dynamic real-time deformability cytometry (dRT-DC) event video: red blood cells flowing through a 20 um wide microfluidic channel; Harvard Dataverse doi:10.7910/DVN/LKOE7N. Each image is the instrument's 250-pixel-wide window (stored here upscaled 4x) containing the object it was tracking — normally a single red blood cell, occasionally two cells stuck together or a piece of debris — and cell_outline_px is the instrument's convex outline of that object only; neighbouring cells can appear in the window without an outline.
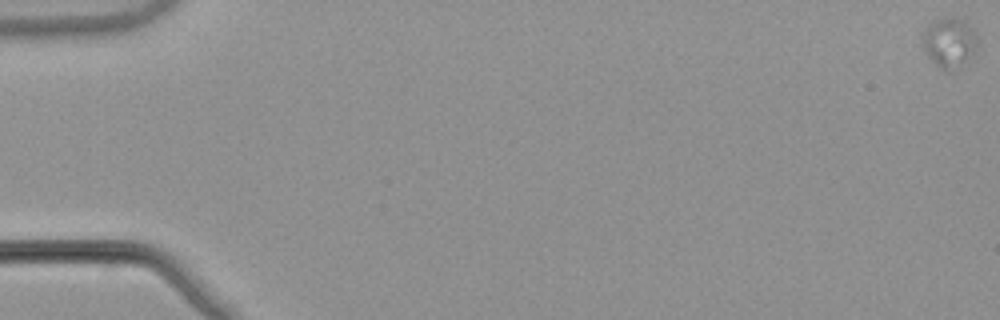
{"species": "common noctule bat (a hibernating species)", "species_latin": "Nyctalus noctula", "temperature_condition": "warm", "stored_images_in_passage": 56, "camera_frame_rate_fps": 3000, "um_per_image_px": 0.085, "animal": {"sex": "male", "body_mass_g": 21.5, "forearm_length_mm": 52.0}, "frame": {"image": 1, "passage_image": 1, "time_ms": 0.0, "image_size_px": [1000, 320], "cell_outline_px": [[980, 48], [960, 60], [944, 68], [936, 64], [928, 56], [920, 40], [924, 28], [928, 24], [944, 16], [964, 20], [976, 32]], "centroid_in_image_um": [80.66, 3.46], "position_along_channel_um": 4.3, "area_um2": 15.2}}
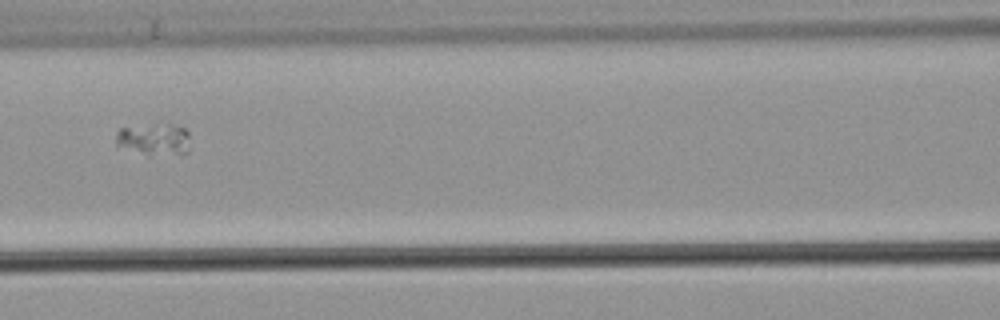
{"frame": {"image": 2, "passage_image": 27, "time_ms": 8.667, "image_size_px": [1000, 320], "cell_outline_px": [[188, 152], [148, 156], [116, 148], [116, 132], [120, 128], [168, 124], [172, 124], [184, 128], [188, 132]], "centroid_in_image_um": [13.02, 11.88], "position_along_channel_um": 153.6, "area_um2": 13.93}}
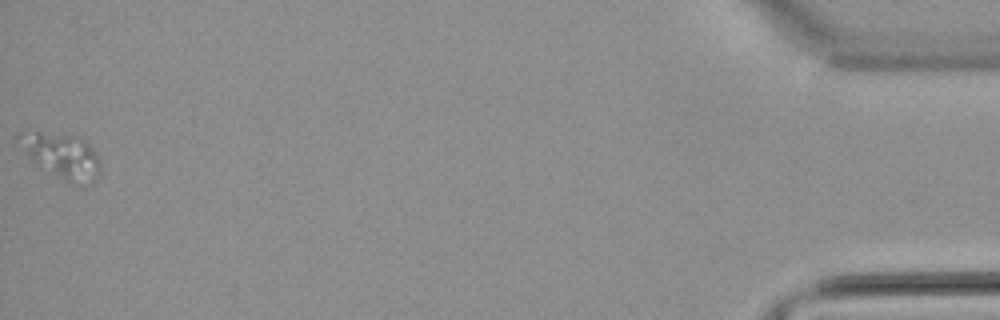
{"frame": {"image": 3, "passage_image": 56, "time_ms": 18.333, "image_size_px": [1000, 320], "cell_outline_px": [[100, 172], [72, 184], [36, 164], [16, 140], [16, 136], [20, 132], [40, 132], [84, 136], [100, 160]], "centroid_in_image_um": [5.21, 13.13], "position_along_channel_um": 430.0, "area_um2": 20.58}}